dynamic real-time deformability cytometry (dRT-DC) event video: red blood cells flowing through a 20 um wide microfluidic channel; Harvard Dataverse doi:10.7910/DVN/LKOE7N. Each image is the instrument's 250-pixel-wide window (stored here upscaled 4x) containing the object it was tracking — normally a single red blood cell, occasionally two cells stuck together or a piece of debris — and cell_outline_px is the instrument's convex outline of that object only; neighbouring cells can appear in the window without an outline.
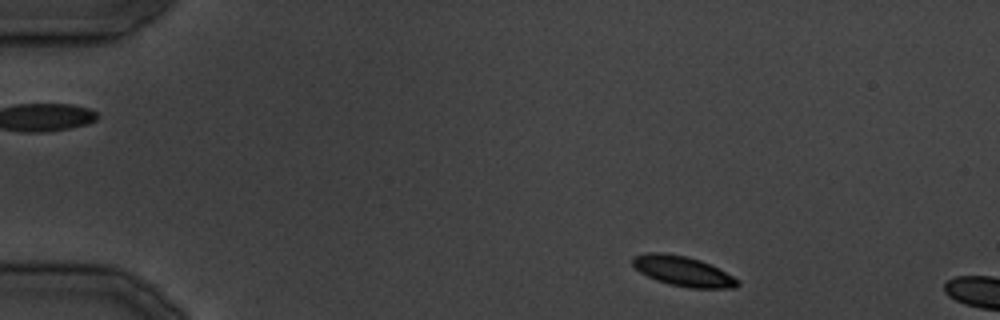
{"species": "common noctule bat (a hibernating species)", "species_latin": "Nyctalus noctula", "temperature_condition": "cold", "stored_images_in_passage": 4, "camera_frame_rate_fps": 3000, "um_per_image_px": 0.085, "animal": {"sex": "male", "body_mass_g": 19.5, "forearm_length_mm": 54.6}, "frame": {"image": 1, "passage_image": 1, "time_ms": 0.0, "image_size_px": [1000, 320], "cell_outline_px": [[740, 284], [736, 288], [688, 288], [668, 284], [656, 280], [640, 272], [632, 264], [632, 256], [648, 252], [660, 252], [688, 256], [700, 260], [740, 280]], "centroid_in_image_um": [58.03, 23.05], "position_along_channel_um": 27.0, "area_um2": 18.32}}